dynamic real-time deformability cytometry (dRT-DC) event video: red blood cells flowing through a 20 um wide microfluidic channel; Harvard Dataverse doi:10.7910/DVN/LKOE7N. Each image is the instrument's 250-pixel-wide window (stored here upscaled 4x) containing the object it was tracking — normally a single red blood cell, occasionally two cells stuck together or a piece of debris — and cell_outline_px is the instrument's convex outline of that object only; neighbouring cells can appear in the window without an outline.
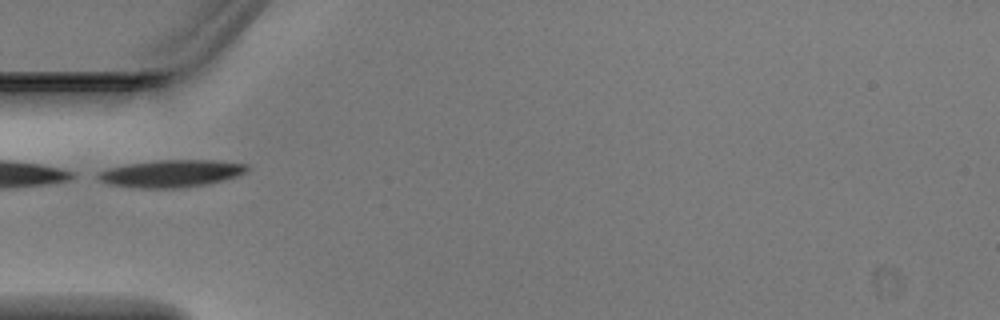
{"species": "Egyptian fruit bat (a non-hibernating species)", "species_latin": "Rousettus aegyptiacus", "temperature_condition": "warm", "stored_images_in_passage": 2, "camera_frame_rate_fps": 3000, "um_per_image_px": 0.085, "animal": {"sex": "male"}, "frame": {"image": 1, "passage_image": 2, "time_ms": 0.333, "image_size_px": [1000, 320], "cell_outline_px": [[248, 168], [244, 172], [236, 176], [224, 180], [208, 184], [180, 188], [132, 188], [108, 184], [92, 176], [96, 172], [108, 168], [132, 164], [160, 160], [212, 160], [248, 164]], "centroid_in_image_um": [14.5, 14.76], "position_along_channel_um": 70.5, "area_um2": 23.76}}